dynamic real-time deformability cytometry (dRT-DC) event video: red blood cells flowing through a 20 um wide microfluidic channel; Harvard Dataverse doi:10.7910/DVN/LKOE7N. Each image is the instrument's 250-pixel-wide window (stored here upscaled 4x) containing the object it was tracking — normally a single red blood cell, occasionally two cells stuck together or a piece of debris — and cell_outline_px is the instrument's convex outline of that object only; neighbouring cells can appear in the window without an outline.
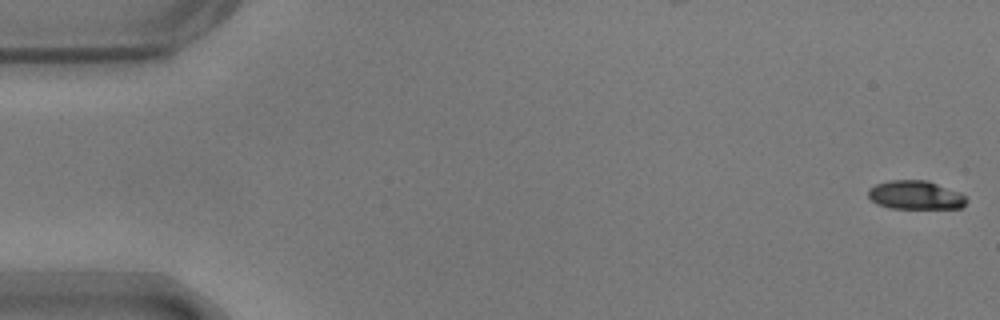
{"species": "common noctule bat (a hibernating species)", "species_latin": "Nyctalus noctula", "temperature_condition": "warm", "stored_images_in_passage": 16, "camera_frame_rate_fps": 3000, "um_per_image_px": 0.085, "animal": {"sex": "male", "body_mass_g": 17.9}, "frame": {"image": 1, "passage_image": 1, "time_ms": 0.0, "image_size_px": [1000, 320], "cell_outline_px": [[968, 200], [960, 208], [888, 208], [876, 204], [868, 196], [868, 192], [876, 184], [888, 180], [928, 180], [960, 192]], "centroid_in_image_um": [77.82, 16.58], "position_along_channel_um": 7.2, "area_um2": 16.42}}
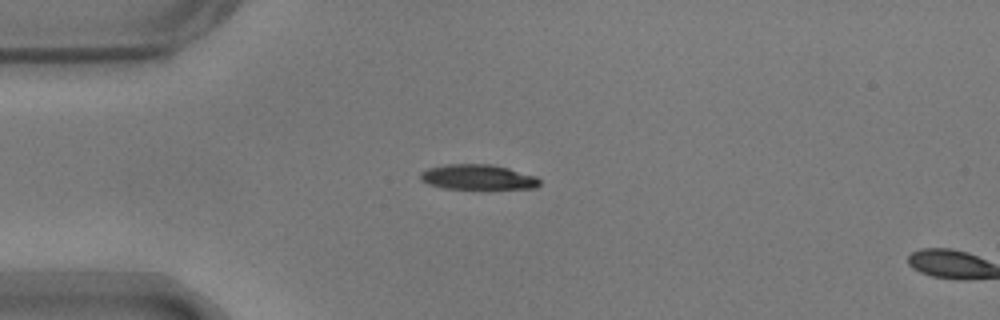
{"frame": {"image": 2, "passage_image": 14, "time_ms": 4.333, "image_size_px": [1000, 320], "cell_outline_px": [[540, 184], [536, 188], [484, 192], [444, 188], [428, 184], [420, 180], [420, 172], [428, 168], [444, 164], [488, 164], [508, 168], [536, 176], [540, 180]], "centroid_in_image_um": [40.65, 15.12], "position_along_channel_um": 44.4, "area_um2": 18.61}}